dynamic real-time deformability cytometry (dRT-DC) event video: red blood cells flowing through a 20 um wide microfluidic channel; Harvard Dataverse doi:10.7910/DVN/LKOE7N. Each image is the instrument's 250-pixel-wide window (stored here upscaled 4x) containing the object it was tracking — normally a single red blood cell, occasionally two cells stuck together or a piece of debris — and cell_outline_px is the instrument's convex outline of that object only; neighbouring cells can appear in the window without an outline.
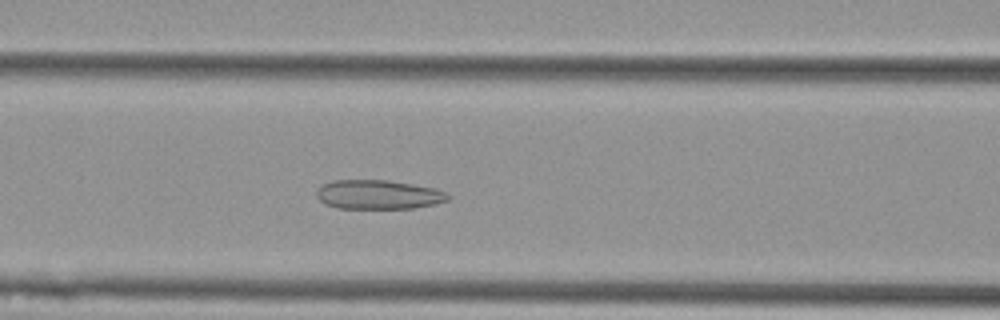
{"species": "Egyptian fruit bat (a non-hibernating species)", "species_latin": "Rousettus aegyptiacus", "temperature_condition": "cold", "stored_images_in_passage": 37, "camera_frame_rate_fps": 3000, "um_per_image_px": 0.085, "animal": {"sex": "female"}, "frame": {"image": 1, "passage_image": 13, "time_ms": 4.0, "image_size_px": [1000, 320], "cell_outline_px": [[452, 196], [448, 200], [436, 204], [416, 208], [340, 208], [324, 204], [316, 196], [316, 192], [324, 184], [332, 180], [388, 180], [412, 184], [432, 188], [448, 192]], "centroid_in_image_um": [32.2, 16.54], "position_along_channel_um": 134.4, "area_um2": 22.37}}
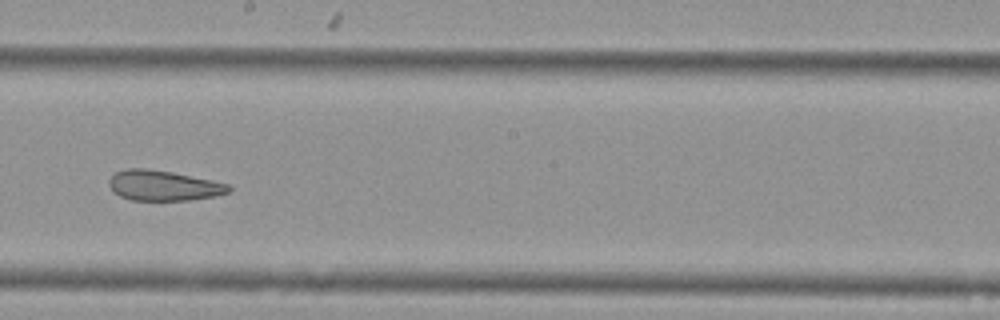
{"frame": {"image": 2, "passage_image": 21, "time_ms": 6.667, "image_size_px": [1000, 320], "cell_outline_px": [[232, 192], [216, 196], [192, 200], [132, 200], [120, 196], [112, 192], [108, 184], [108, 180], [116, 172], [124, 168], [148, 168], [172, 172], [212, 180], [228, 184], [232, 188]], "centroid_in_image_um": [13.89, 15.77], "position_along_channel_um": 234.3, "area_um2": 21.39}}
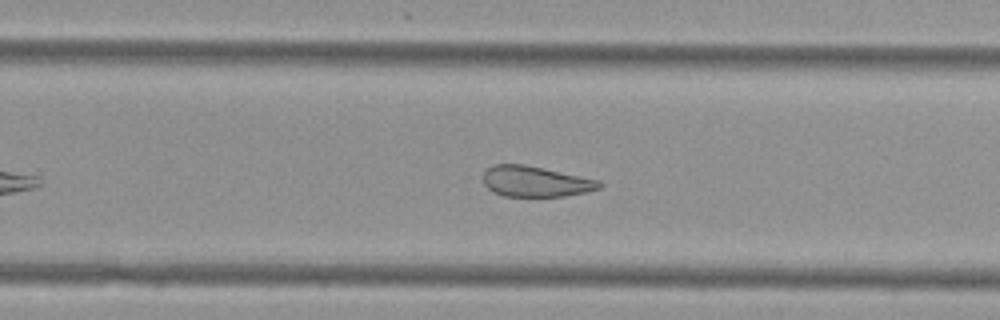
{"frame": {"image": 3, "passage_image": 25, "time_ms": 8.0, "image_size_px": [1000, 320], "cell_outline_px": [[604, 184], [600, 188], [584, 192], [564, 196], [504, 196], [492, 192], [484, 184], [484, 172], [492, 164], [524, 164], [600, 180]], "centroid_in_image_um": [45.51, 15.42], "position_along_channel_um": 284.3, "area_um2": 20.69}, "authors_computed_cell_mechanics": {"area_um2": 22.9466, "velocity_mm_per_s": 3.7638, "shape_relaxation_time_tau1_ms": null, "shape_relaxation_time_tau2_ms": 2.3492, "deformation_change_tau1": null, "deformation_change_tau2": 0.0921}}